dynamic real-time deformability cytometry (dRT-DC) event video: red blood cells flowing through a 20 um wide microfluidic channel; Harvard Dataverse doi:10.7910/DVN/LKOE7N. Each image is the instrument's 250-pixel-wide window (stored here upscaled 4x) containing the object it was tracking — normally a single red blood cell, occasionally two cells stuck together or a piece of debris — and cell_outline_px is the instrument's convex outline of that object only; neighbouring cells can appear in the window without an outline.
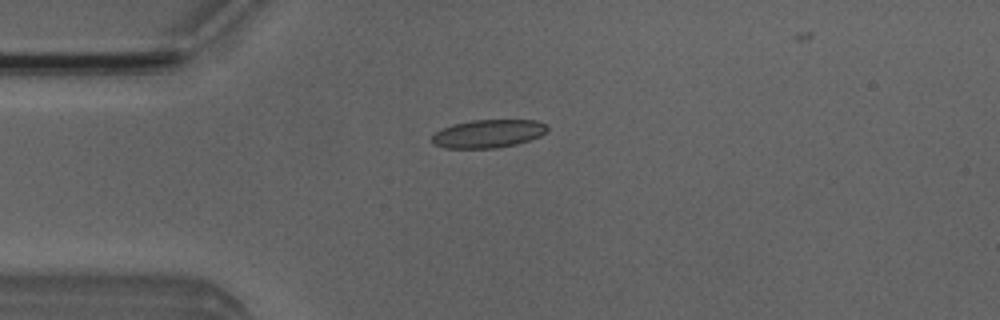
{"species": "Egyptian fruit bat (a non-hibernating species)", "species_latin": "Rousettus aegyptiacus", "temperature_condition": "room temperature", "stored_images_in_passage": 5, "camera_frame_rate_fps": 3000, "um_per_image_px": 0.085, "animal": {"sex": "male"}, "frame": {"image": 1, "passage_image": 3, "time_ms": 2.333, "image_size_px": [1000, 320], "cell_outline_px": [[548, 128], [540, 136], [516, 144], [496, 148], [444, 148], [432, 144], [432, 136], [436, 132], [452, 124], [472, 120], [536, 120], [544, 124]], "centroid_in_image_um": [41.46, 11.36], "position_along_channel_um": 43.5, "area_um2": 18.79}}